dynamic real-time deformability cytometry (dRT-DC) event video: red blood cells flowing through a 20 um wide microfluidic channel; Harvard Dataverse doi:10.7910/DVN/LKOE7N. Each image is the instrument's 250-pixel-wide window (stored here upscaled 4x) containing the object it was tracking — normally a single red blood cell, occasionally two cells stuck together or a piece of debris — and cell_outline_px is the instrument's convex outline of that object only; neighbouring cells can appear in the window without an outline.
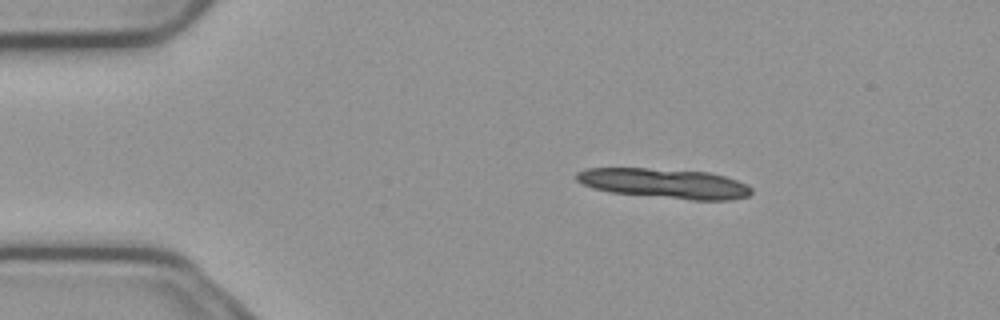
{"species": "common noctule bat (a hibernating species)", "species_latin": "Nyctalus noctula", "temperature_condition": "cold", "stored_images_in_passage": 8, "camera_frame_rate_fps": 3000, "um_per_image_px": 0.085, "animal": {"sex": "male", "body_mass_g": 23.1, "forearm_length_mm": 52.7}, "frame": {"image": 1, "passage_image": 2, "time_ms": 0.333, "image_size_px": [1000, 320], "cell_outline_px": [[752, 192], [748, 196], [732, 200], [692, 200], [612, 192], [592, 188], [576, 180], [576, 172], [588, 168], [648, 168], [708, 172], [724, 176], [748, 184], [752, 188]], "centroid_in_image_um": [56.51, 15.59], "position_along_channel_um": 28.5, "area_um2": 30.35}}